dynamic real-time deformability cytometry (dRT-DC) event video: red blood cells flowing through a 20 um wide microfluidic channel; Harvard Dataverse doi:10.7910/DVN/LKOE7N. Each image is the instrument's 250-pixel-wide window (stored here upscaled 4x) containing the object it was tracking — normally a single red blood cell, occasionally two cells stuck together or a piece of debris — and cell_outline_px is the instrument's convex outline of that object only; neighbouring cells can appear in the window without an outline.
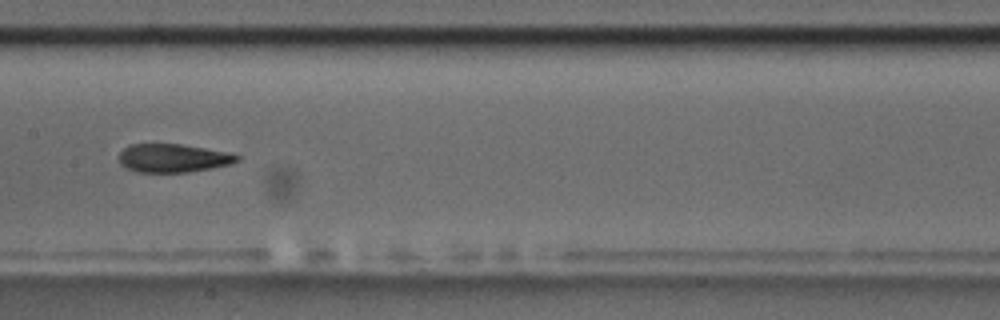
{"species": "common noctule bat (a hibernating species)", "species_latin": "Nyctalus noctula", "temperature_condition": "room temperature", "stored_images_in_passage": 9, "camera_frame_rate_fps": 3000, "um_per_image_px": 0.085, "animal": {"sex": "male", "body_mass_g": 17.5, "forearm_length_mm": 52.3}, "frame": {"image": 1, "passage_image": 8, "time_ms": 8.0, "image_size_px": [1000, 320], "cell_outline_px": [[240, 160], [228, 164], [212, 168], [188, 172], [136, 172], [120, 164], [120, 152], [128, 144], [180, 144], [232, 152], [240, 156]], "centroid_in_image_um": [14.74, 13.43], "position_along_channel_um": 192.7, "area_um2": 19.59}}
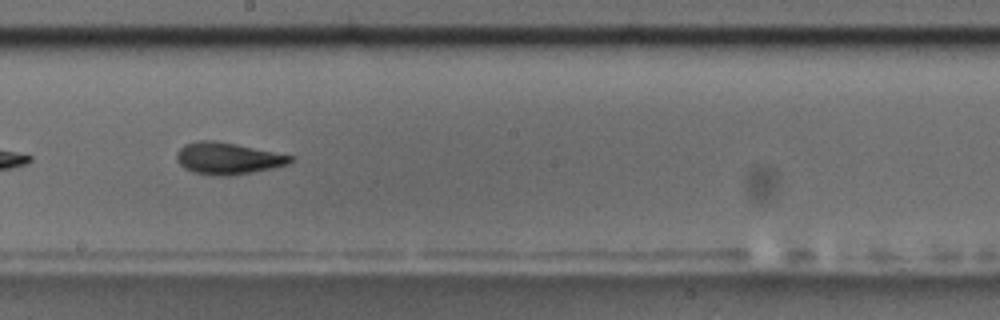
{"frame": {"image": 2, "passage_image": 9, "time_ms": 9.0, "image_size_px": [1000, 320], "cell_outline_px": [[292, 160], [288, 164], [272, 168], [252, 172], [228, 176], [220, 176], [192, 172], [184, 168], [176, 160], [176, 152], [184, 144], [196, 140], [212, 140], [236, 144], [292, 156]], "centroid_in_image_um": [19.29, 13.46], "position_along_channel_um": 228.9, "area_um2": 20.92}}